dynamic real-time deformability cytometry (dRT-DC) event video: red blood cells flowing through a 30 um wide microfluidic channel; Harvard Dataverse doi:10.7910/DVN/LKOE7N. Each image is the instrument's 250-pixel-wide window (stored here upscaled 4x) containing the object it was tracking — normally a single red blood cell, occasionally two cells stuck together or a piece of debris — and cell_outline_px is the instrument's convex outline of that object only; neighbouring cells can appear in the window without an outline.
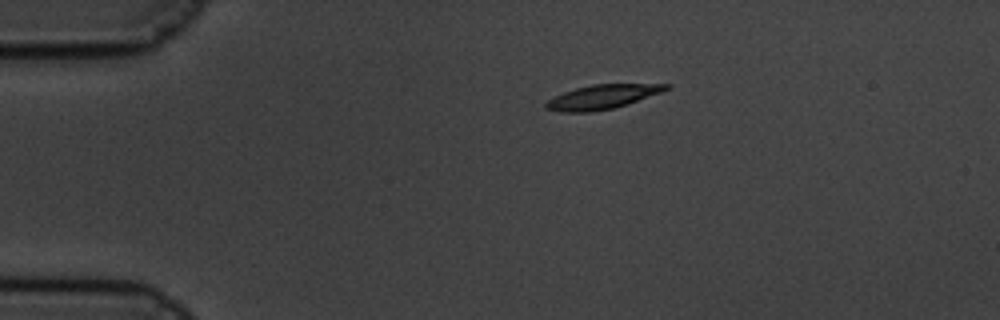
{"species": "common noctule bat (a hibernating species)", "species_latin": "Nyctalus noctula", "temperature_condition": "cold", "stored_images_in_passage": 49, "camera_frame_rate_fps": 3000, "um_per_image_px": 0.085, "animal": {"sex": "male", "body_mass_g": 19.5, "forearm_length_mm": 54.6}, "frame": {"image": 1, "passage_image": 1, "time_ms": 0.0, "image_size_px": [1000, 320], "cell_outline_px": [[672, 84], [668, 88], [660, 92], [612, 108], [588, 112], [564, 112], [548, 108], [544, 104], [548, 100], [564, 92], [576, 88], [592, 84]], "centroid_in_image_um": [51.16, 8.22], "position_along_channel_um": 33.8, "area_um2": 16.3}}
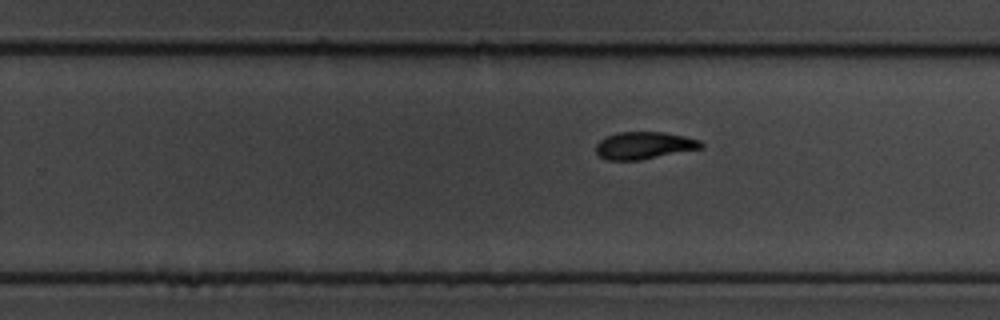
{"frame": {"image": 2, "passage_image": 27, "time_ms": 8.667, "image_size_px": [1000, 320], "cell_outline_px": [[704, 148], [640, 160], [608, 160], [600, 156], [596, 152], [596, 144], [600, 140], [608, 136], [620, 132], [664, 132], [684, 136], [700, 140], [704, 144]], "centroid_in_image_um": [54.79, 12.37], "position_along_channel_um": 275.0, "area_um2": 16.7}}
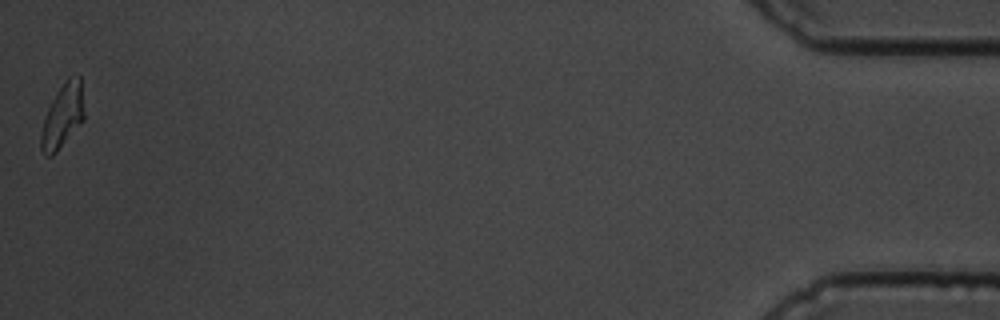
{"frame": {"image": 3, "passage_image": 49, "time_ms": 16.0, "image_size_px": [1000, 320], "cell_outline_px": [[84, 120], [56, 152], [52, 156], [44, 156], [40, 148], [40, 136], [44, 120], [48, 108], [56, 92], [68, 76], [80, 76], [84, 112]], "centroid_in_image_um": [5.31, 9.87], "position_along_channel_um": 429.9, "area_um2": 16.01}, "authors_computed_cell_mechanics": {"area_um2": 16.8776, "velocity_mm_per_s": 3.3327, "shape_relaxation_time_tau1_ms": 5.1055, "shape_relaxation_time_tau2_ms": 9.0682, "deformation_change_tau1": 0.146, "deformation_change_tau2": 0.1464}}